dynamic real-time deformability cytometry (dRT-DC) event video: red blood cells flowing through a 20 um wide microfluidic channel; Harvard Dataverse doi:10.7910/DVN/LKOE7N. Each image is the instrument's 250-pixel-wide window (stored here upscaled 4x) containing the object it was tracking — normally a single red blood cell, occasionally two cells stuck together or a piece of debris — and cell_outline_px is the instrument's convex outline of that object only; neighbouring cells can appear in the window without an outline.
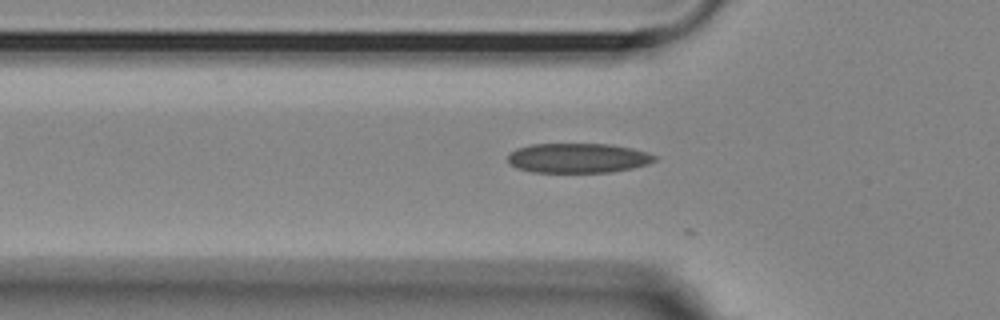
{"species": "Egyptian fruit bat (a non-hibernating species)", "species_latin": "Rousettus aegyptiacus", "temperature_condition": "room temperature", "stored_images_in_passage": 4, "camera_frame_rate_fps": 3000, "um_per_image_px": 0.085, "animal": {"sex": "female"}, "frame": {"image": 1, "passage_image": 2, "time_ms": 0.333, "image_size_px": [1000, 320], "cell_outline_px": [[656, 160], [648, 164], [632, 168], [612, 172], [532, 172], [516, 168], [508, 160], [508, 156], [516, 148], [532, 144], [608, 144], [632, 148], [648, 152], [656, 156]], "centroid_in_image_um": [49.15, 13.43], "position_along_channel_um": 76.7, "area_um2": 25.37}}